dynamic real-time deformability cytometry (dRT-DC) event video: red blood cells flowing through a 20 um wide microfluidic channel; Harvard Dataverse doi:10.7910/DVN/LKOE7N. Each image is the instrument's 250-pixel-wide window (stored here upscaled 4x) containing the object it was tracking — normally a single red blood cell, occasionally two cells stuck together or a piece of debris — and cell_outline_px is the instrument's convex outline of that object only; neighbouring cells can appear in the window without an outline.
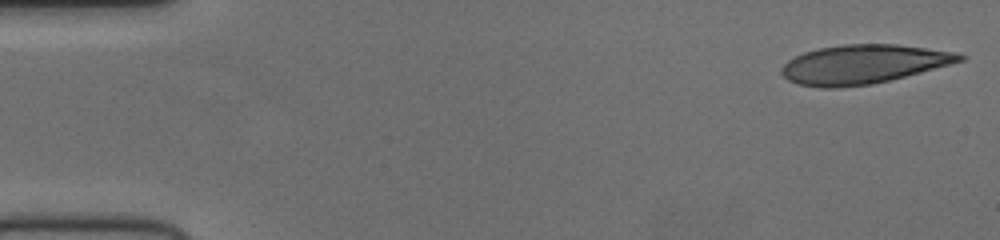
{"species": "human", "species_latin": "Homo sapiens", "temperature_condition": "cold", "stored_images_in_passage": 51, "camera_frame_rate_fps": 3000, "um_per_image_px": 0.085, "donor": {"sex": "female"}, "frame": {"image": 1, "passage_image": 1, "time_ms": 0.0, "image_size_px": [1000, 240], "cell_outline_px": [[964, 60], [904, 76], [872, 84], [836, 88], [820, 88], [800, 84], [788, 80], [780, 72], [784, 64], [788, 60], [804, 52], [816, 48], [844, 44], [896, 44], [952, 52], [964, 56]], "centroid_in_image_um": [73.29, 5.46], "position_along_channel_um": 11.7, "area_um2": 39.94}}
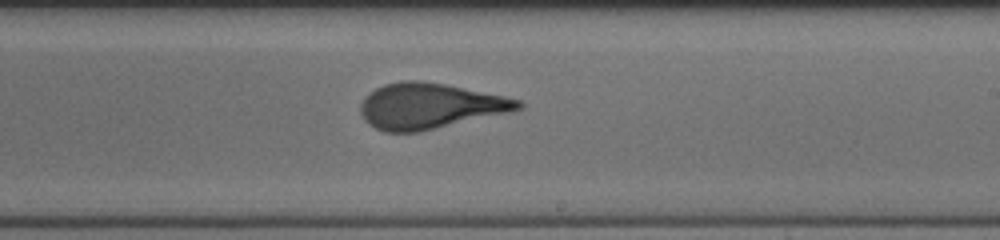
{"frame": {"image": 2, "passage_image": 30, "time_ms": 9.667, "image_size_px": [1000, 240], "cell_outline_px": [[524, 108], [512, 112], [420, 132], [384, 132], [368, 124], [364, 120], [360, 112], [360, 104], [364, 96], [368, 92], [384, 84], [400, 80], [420, 80], [444, 84], [504, 96], [520, 100], [524, 104]], "centroid_in_image_um": [36.52, 9.01], "position_along_channel_um": 252.5, "area_um2": 42.31}}
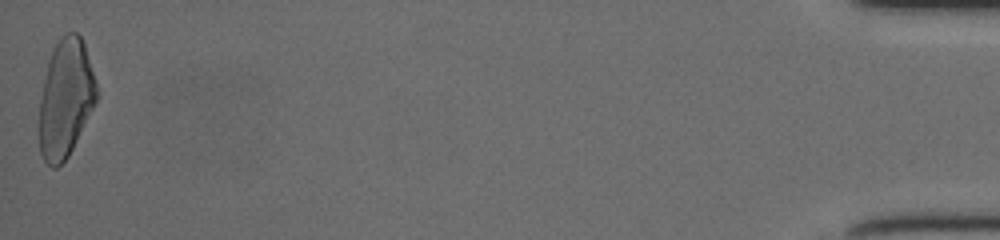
{"frame": {"image": 3, "passage_image": 51, "time_ms": 16.667, "image_size_px": [1000, 240], "cell_outline_px": [[96, 100], [68, 156], [56, 168], [52, 168], [44, 160], [40, 152], [40, 100], [44, 80], [48, 64], [52, 52], [56, 44], [68, 32], [76, 32], [80, 36], [84, 44], [96, 84]], "centroid_in_image_um": [5.56, 8.38], "position_along_channel_um": 429.6, "area_um2": 38.21}}